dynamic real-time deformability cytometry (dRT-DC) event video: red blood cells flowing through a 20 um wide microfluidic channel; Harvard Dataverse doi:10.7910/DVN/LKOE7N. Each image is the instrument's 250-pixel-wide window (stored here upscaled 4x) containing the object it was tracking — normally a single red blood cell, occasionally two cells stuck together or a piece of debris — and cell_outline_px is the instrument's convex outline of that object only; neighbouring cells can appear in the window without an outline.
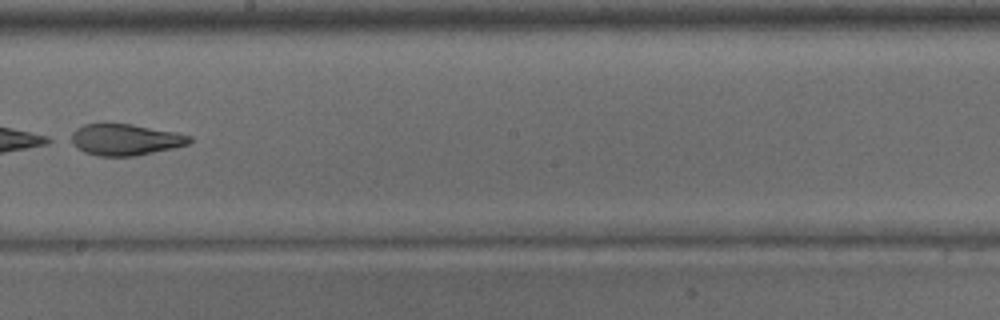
{"species": "common noctule bat (a hibernating species)", "species_latin": "Nyctalus noctula", "temperature_condition": "warm", "stored_images_in_passage": 27, "camera_frame_rate_fps": 3000, "um_per_image_px": 0.085, "animal": {"sex": "male", "body_mass_g": 15.6}, "frame": {"image": 1, "passage_image": 15, "time_ms": 4.667, "image_size_px": [1000, 320], "cell_outline_px": [[192, 140], [188, 144], [172, 148], [132, 156], [96, 156], [84, 152], [64, 140], [76, 128], [84, 124], [104, 120], [132, 124], [176, 132], [192, 136]], "centroid_in_image_um": [10.51, 11.82], "position_along_channel_um": 237.7, "area_um2": 22.54}}